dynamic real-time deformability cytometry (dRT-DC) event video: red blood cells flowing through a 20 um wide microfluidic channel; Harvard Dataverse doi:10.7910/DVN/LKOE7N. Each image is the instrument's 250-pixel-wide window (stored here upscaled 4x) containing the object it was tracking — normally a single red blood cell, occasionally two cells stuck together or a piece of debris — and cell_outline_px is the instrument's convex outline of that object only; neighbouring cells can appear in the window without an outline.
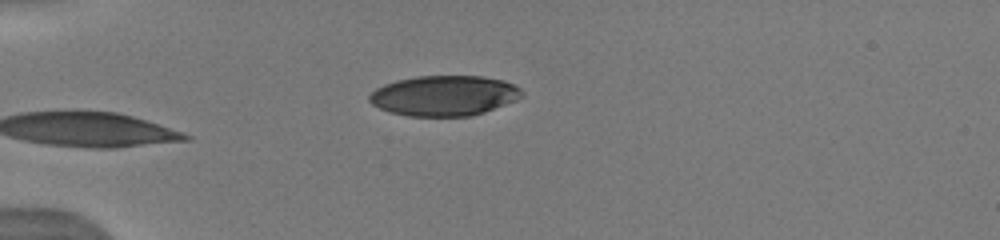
{"species": "human", "species_latin": "Homo sapiens", "temperature_condition": "warm", "stored_images_in_passage": 3, "camera_frame_rate_fps": 3000, "um_per_image_px": 0.085, "donor": {"sex": "male"}, "frame": {"image": 1, "passage_image": 3, "time_ms": 2.0, "image_size_px": [1000, 240], "cell_outline_px": [[524, 96], [516, 100], [484, 112], [472, 116], [408, 116], [388, 112], [372, 104], [368, 100], [368, 96], [376, 88], [384, 84], [396, 80], [416, 76], [484, 76], [504, 80], [516, 84], [524, 92]], "centroid_in_image_um": [37.77, 8.12], "position_along_channel_um": 47.2, "area_um2": 36.13}}